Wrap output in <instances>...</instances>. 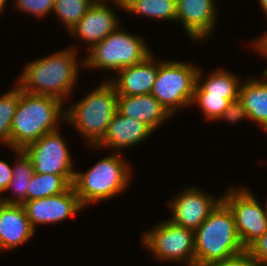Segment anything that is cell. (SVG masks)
<instances>
[{
    "label": "cell",
    "mask_w": 267,
    "mask_h": 266,
    "mask_svg": "<svg viewBox=\"0 0 267 266\" xmlns=\"http://www.w3.org/2000/svg\"><path fill=\"white\" fill-rule=\"evenodd\" d=\"M2 191H0V210L5 206V200L1 197Z\"/></svg>",
    "instance_id": "36"
},
{
    "label": "cell",
    "mask_w": 267,
    "mask_h": 266,
    "mask_svg": "<svg viewBox=\"0 0 267 266\" xmlns=\"http://www.w3.org/2000/svg\"><path fill=\"white\" fill-rule=\"evenodd\" d=\"M144 40L136 34L124 31L120 26L103 41L89 49L81 64L88 68L114 70L143 62L152 54Z\"/></svg>",
    "instance_id": "6"
},
{
    "label": "cell",
    "mask_w": 267,
    "mask_h": 266,
    "mask_svg": "<svg viewBox=\"0 0 267 266\" xmlns=\"http://www.w3.org/2000/svg\"><path fill=\"white\" fill-rule=\"evenodd\" d=\"M214 0H176V21L183 23L189 38L204 41L216 26Z\"/></svg>",
    "instance_id": "13"
},
{
    "label": "cell",
    "mask_w": 267,
    "mask_h": 266,
    "mask_svg": "<svg viewBox=\"0 0 267 266\" xmlns=\"http://www.w3.org/2000/svg\"><path fill=\"white\" fill-rule=\"evenodd\" d=\"M96 1H105V0H96ZM107 2H113L114 5H118L119 8L124 9V4H123V0H106Z\"/></svg>",
    "instance_id": "33"
},
{
    "label": "cell",
    "mask_w": 267,
    "mask_h": 266,
    "mask_svg": "<svg viewBox=\"0 0 267 266\" xmlns=\"http://www.w3.org/2000/svg\"><path fill=\"white\" fill-rule=\"evenodd\" d=\"M247 118L248 116L245 110V107L239 98L230 101L227 108L223 111L222 115L218 118L226 119L229 123H234L242 119Z\"/></svg>",
    "instance_id": "28"
},
{
    "label": "cell",
    "mask_w": 267,
    "mask_h": 266,
    "mask_svg": "<svg viewBox=\"0 0 267 266\" xmlns=\"http://www.w3.org/2000/svg\"><path fill=\"white\" fill-rule=\"evenodd\" d=\"M8 0H0V13L4 11L3 8L7 5Z\"/></svg>",
    "instance_id": "35"
},
{
    "label": "cell",
    "mask_w": 267,
    "mask_h": 266,
    "mask_svg": "<svg viewBox=\"0 0 267 266\" xmlns=\"http://www.w3.org/2000/svg\"><path fill=\"white\" fill-rule=\"evenodd\" d=\"M198 69L194 93H209V95L224 96L229 102L239 98L238 77L224 69H216L202 83V70ZM201 80V81H200Z\"/></svg>",
    "instance_id": "20"
},
{
    "label": "cell",
    "mask_w": 267,
    "mask_h": 266,
    "mask_svg": "<svg viewBox=\"0 0 267 266\" xmlns=\"http://www.w3.org/2000/svg\"><path fill=\"white\" fill-rule=\"evenodd\" d=\"M76 48H67L44 58L29 62L18 78L22 91L51 96L64 101L71 95L78 74Z\"/></svg>",
    "instance_id": "1"
},
{
    "label": "cell",
    "mask_w": 267,
    "mask_h": 266,
    "mask_svg": "<svg viewBox=\"0 0 267 266\" xmlns=\"http://www.w3.org/2000/svg\"><path fill=\"white\" fill-rule=\"evenodd\" d=\"M232 211L241 244L247 249L267 231L265 209L248 189L234 187L222 196Z\"/></svg>",
    "instance_id": "9"
},
{
    "label": "cell",
    "mask_w": 267,
    "mask_h": 266,
    "mask_svg": "<svg viewBox=\"0 0 267 266\" xmlns=\"http://www.w3.org/2000/svg\"><path fill=\"white\" fill-rule=\"evenodd\" d=\"M168 202L171 208V222L195 231L223 200L217 199L195 187L186 188Z\"/></svg>",
    "instance_id": "11"
},
{
    "label": "cell",
    "mask_w": 267,
    "mask_h": 266,
    "mask_svg": "<svg viewBox=\"0 0 267 266\" xmlns=\"http://www.w3.org/2000/svg\"><path fill=\"white\" fill-rule=\"evenodd\" d=\"M264 80L249 79L241 82L239 99L243 103L248 119L257 122L267 132V69Z\"/></svg>",
    "instance_id": "19"
},
{
    "label": "cell",
    "mask_w": 267,
    "mask_h": 266,
    "mask_svg": "<svg viewBox=\"0 0 267 266\" xmlns=\"http://www.w3.org/2000/svg\"><path fill=\"white\" fill-rule=\"evenodd\" d=\"M254 42H256L254 43V49H256L260 55L262 54L265 59H267V32L264 34V36L262 35L260 39L258 38V40Z\"/></svg>",
    "instance_id": "32"
},
{
    "label": "cell",
    "mask_w": 267,
    "mask_h": 266,
    "mask_svg": "<svg viewBox=\"0 0 267 266\" xmlns=\"http://www.w3.org/2000/svg\"><path fill=\"white\" fill-rule=\"evenodd\" d=\"M117 110L120 114L147 124L154 132L171 115L150 93L144 95H118Z\"/></svg>",
    "instance_id": "18"
},
{
    "label": "cell",
    "mask_w": 267,
    "mask_h": 266,
    "mask_svg": "<svg viewBox=\"0 0 267 266\" xmlns=\"http://www.w3.org/2000/svg\"><path fill=\"white\" fill-rule=\"evenodd\" d=\"M34 232L23 205L5 204L0 210V250L23 245Z\"/></svg>",
    "instance_id": "17"
},
{
    "label": "cell",
    "mask_w": 267,
    "mask_h": 266,
    "mask_svg": "<svg viewBox=\"0 0 267 266\" xmlns=\"http://www.w3.org/2000/svg\"><path fill=\"white\" fill-rule=\"evenodd\" d=\"M20 98L18 85L0 96V143L9 145L12 119L15 115Z\"/></svg>",
    "instance_id": "24"
},
{
    "label": "cell",
    "mask_w": 267,
    "mask_h": 266,
    "mask_svg": "<svg viewBox=\"0 0 267 266\" xmlns=\"http://www.w3.org/2000/svg\"><path fill=\"white\" fill-rule=\"evenodd\" d=\"M246 250L261 266H267V231Z\"/></svg>",
    "instance_id": "30"
},
{
    "label": "cell",
    "mask_w": 267,
    "mask_h": 266,
    "mask_svg": "<svg viewBox=\"0 0 267 266\" xmlns=\"http://www.w3.org/2000/svg\"><path fill=\"white\" fill-rule=\"evenodd\" d=\"M55 0H15V6L25 13L35 17H45L53 12Z\"/></svg>",
    "instance_id": "27"
},
{
    "label": "cell",
    "mask_w": 267,
    "mask_h": 266,
    "mask_svg": "<svg viewBox=\"0 0 267 266\" xmlns=\"http://www.w3.org/2000/svg\"><path fill=\"white\" fill-rule=\"evenodd\" d=\"M262 10L265 12L267 16V0H259Z\"/></svg>",
    "instance_id": "34"
},
{
    "label": "cell",
    "mask_w": 267,
    "mask_h": 266,
    "mask_svg": "<svg viewBox=\"0 0 267 266\" xmlns=\"http://www.w3.org/2000/svg\"><path fill=\"white\" fill-rule=\"evenodd\" d=\"M266 204H267V201H266ZM264 209H265V214H266V217H267V205H266V207H264Z\"/></svg>",
    "instance_id": "37"
},
{
    "label": "cell",
    "mask_w": 267,
    "mask_h": 266,
    "mask_svg": "<svg viewBox=\"0 0 267 266\" xmlns=\"http://www.w3.org/2000/svg\"><path fill=\"white\" fill-rule=\"evenodd\" d=\"M25 153L31 158L34 172L42 174H75L67 143L59 130L41 136L29 144ZM73 168V169H72Z\"/></svg>",
    "instance_id": "10"
},
{
    "label": "cell",
    "mask_w": 267,
    "mask_h": 266,
    "mask_svg": "<svg viewBox=\"0 0 267 266\" xmlns=\"http://www.w3.org/2000/svg\"><path fill=\"white\" fill-rule=\"evenodd\" d=\"M62 109L63 102L57 98L20 89L19 103L12 119L11 149L24 150L44 134L58 130V122L65 121L66 117V109Z\"/></svg>",
    "instance_id": "2"
},
{
    "label": "cell",
    "mask_w": 267,
    "mask_h": 266,
    "mask_svg": "<svg viewBox=\"0 0 267 266\" xmlns=\"http://www.w3.org/2000/svg\"><path fill=\"white\" fill-rule=\"evenodd\" d=\"M23 206L34 230L37 224L61 222L84 209L72 185L63 193L26 201Z\"/></svg>",
    "instance_id": "12"
},
{
    "label": "cell",
    "mask_w": 267,
    "mask_h": 266,
    "mask_svg": "<svg viewBox=\"0 0 267 266\" xmlns=\"http://www.w3.org/2000/svg\"><path fill=\"white\" fill-rule=\"evenodd\" d=\"M141 241L143 247L158 260L178 261L184 262L186 266H195L194 231L191 229L167 220L145 231Z\"/></svg>",
    "instance_id": "8"
},
{
    "label": "cell",
    "mask_w": 267,
    "mask_h": 266,
    "mask_svg": "<svg viewBox=\"0 0 267 266\" xmlns=\"http://www.w3.org/2000/svg\"><path fill=\"white\" fill-rule=\"evenodd\" d=\"M18 154V159L12 167V179L6 191L12 189L14 198L4 199L6 204L23 205L27 201V191L30 179L34 175V168L31 158L24 150L13 149ZM17 193V194H16ZM16 196V197H15Z\"/></svg>",
    "instance_id": "22"
},
{
    "label": "cell",
    "mask_w": 267,
    "mask_h": 266,
    "mask_svg": "<svg viewBox=\"0 0 267 266\" xmlns=\"http://www.w3.org/2000/svg\"><path fill=\"white\" fill-rule=\"evenodd\" d=\"M119 153L100 159L88 171L75 172L72 186L85 208L90 203L108 200L128 186L131 168Z\"/></svg>",
    "instance_id": "5"
},
{
    "label": "cell",
    "mask_w": 267,
    "mask_h": 266,
    "mask_svg": "<svg viewBox=\"0 0 267 266\" xmlns=\"http://www.w3.org/2000/svg\"><path fill=\"white\" fill-rule=\"evenodd\" d=\"M158 73L151 94L170 115L192 105L198 69L190 63L158 61Z\"/></svg>",
    "instance_id": "7"
},
{
    "label": "cell",
    "mask_w": 267,
    "mask_h": 266,
    "mask_svg": "<svg viewBox=\"0 0 267 266\" xmlns=\"http://www.w3.org/2000/svg\"><path fill=\"white\" fill-rule=\"evenodd\" d=\"M149 55L143 62L120 69L118 78L109 80L118 95L135 96L150 94L158 73V63Z\"/></svg>",
    "instance_id": "15"
},
{
    "label": "cell",
    "mask_w": 267,
    "mask_h": 266,
    "mask_svg": "<svg viewBox=\"0 0 267 266\" xmlns=\"http://www.w3.org/2000/svg\"><path fill=\"white\" fill-rule=\"evenodd\" d=\"M194 241L195 266L222 261L246 250L237 235L234 215L223 200L194 231Z\"/></svg>",
    "instance_id": "3"
},
{
    "label": "cell",
    "mask_w": 267,
    "mask_h": 266,
    "mask_svg": "<svg viewBox=\"0 0 267 266\" xmlns=\"http://www.w3.org/2000/svg\"><path fill=\"white\" fill-rule=\"evenodd\" d=\"M152 132L154 133L144 122L117 112L108 124L104 137L94 147L121 150L144 141Z\"/></svg>",
    "instance_id": "16"
},
{
    "label": "cell",
    "mask_w": 267,
    "mask_h": 266,
    "mask_svg": "<svg viewBox=\"0 0 267 266\" xmlns=\"http://www.w3.org/2000/svg\"><path fill=\"white\" fill-rule=\"evenodd\" d=\"M124 11L156 20H176V0H123Z\"/></svg>",
    "instance_id": "23"
},
{
    "label": "cell",
    "mask_w": 267,
    "mask_h": 266,
    "mask_svg": "<svg viewBox=\"0 0 267 266\" xmlns=\"http://www.w3.org/2000/svg\"><path fill=\"white\" fill-rule=\"evenodd\" d=\"M12 179V167L0 159V191L6 192V189Z\"/></svg>",
    "instance_id": "31"
},
{
    "label": "cell",
    "mask_w": 267,
    "mask_h": 266,
    "mask_svg": "<svg viewBox=\"0 0 267 266\" xmlns=\"http://www.w3.org/2000/svg\"><path fill=\"white\" fill-rule=\"evenodd\" d=\"M204 266H261L252 256L251 254L245 250L241 254L233 256L231 258L211 262Z\"/></svg>",
    "instance_id": "29"
},
{
    "label": "cell",
    "mask_w": 267,
    "mask_h": 266,
    "mask_svg": "<svg viewBox=\"0 0 267 266\" xmlns=\"http://www.w3.org/2000/svg\"><path fill=\"white\" fill-rule=\"evenodd\" d=\"M198 104L206 119L218 120L227 108L229 101L224 96L209 95V93H194L191 104Z\"/></svg>",
    "instance_id": "26"
},
{
    "label": "cell",
    "mask_w": 267,
    "mask_h": 266,
    "mask_svg": "<svg viewBox=\"0 0 267 266\" xmlns=\"http://www.w3.org/2000/svg\"><path fill=\"white\" fill-rule=\"evenodd\" d=\"M95 1L96 0H55L53 12L63 21L69 33Z\"/></svg>",
    "instance_id": "25"
},
{
    "label": "cell",
    "mask_w": 267,
    "mask_h": 266,
    "mask_svg": "<svg viewBox=\"0 0 267 266\" xmlns=\"http://www.w3.org/2000/svg\"><path fill=\"white\" fill-rule=\"evenodd\" d=\"M117 18L105 1H95L70 34L87 42L91 49L119 27L120 21Z\"/></svg>",
    "instance_id": "14"
},
{
    "label": "cell",
    "mask_w": 267,
    "mask_h": 266,
    "mask_svg": "<svg viewBox=\"0 0 267 266\" xmlns=\"http://www.w3.org/2000/svg\"><path fill=\"white\" fill-rule=\"evenodd\" d=\"M75 174H42L34 172L27 191V201L46 198L65 192Z\"/></svg>",
    "instance_id": "21"
},
{
    "label": "cell",
    "mask_w": 267,
    "mask_h": 266,
    "mask_svg": "<svg viewBox=\"0 0 267 266\" xmlns=\"http://www.w3.org/2000/svg\"><path fill=\"white\" fill-rule=\"evenodd\" d=\"M118 94L110 81H103L82 100L67 107L65 122L75 127L90 146L94 147L105 135L108 124L118 112Z\"/></svg>",
    "instance_id": "4"
}]
</instances>
